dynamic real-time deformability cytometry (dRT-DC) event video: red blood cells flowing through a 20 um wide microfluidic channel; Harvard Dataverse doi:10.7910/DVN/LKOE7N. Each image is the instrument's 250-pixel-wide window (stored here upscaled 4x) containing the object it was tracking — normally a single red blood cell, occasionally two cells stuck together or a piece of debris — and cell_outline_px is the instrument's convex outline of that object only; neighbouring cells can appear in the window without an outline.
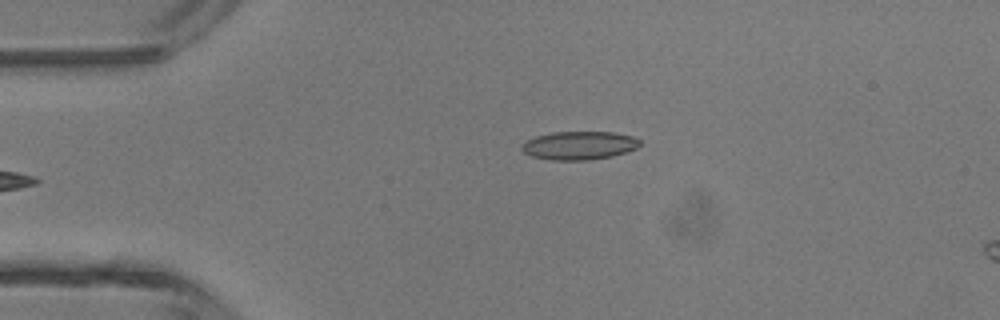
{"species": "common noctule bat (a hibernating species)", "species_latin": "Nyctalus noctula", "temperature_condition": "room temperature", "stored_images_in_passage": 5, "camera_frame_rate_fps": 3000, "um_per_image_px": 0.085, "animal": {"sex": "male", "body_mass_g": 13.3}, "frame": {"image": 1, "passage_image": 5, "time_ms": 1.333, "image_size_px": [1000, 320], "cell_outline_px": [[640, 144], [636, 148], [612, 156], [588, 160], [552, 160], [532, 156], [524, 152], [520, 148], [520, 144], [536, 136], [552, 132], [612, 132], [632, 136], [640, 140]], "centroid_in_image_um": [49.2, 12.36], "position_along_channel_um": 35.8, "area_um2": 19.42}}